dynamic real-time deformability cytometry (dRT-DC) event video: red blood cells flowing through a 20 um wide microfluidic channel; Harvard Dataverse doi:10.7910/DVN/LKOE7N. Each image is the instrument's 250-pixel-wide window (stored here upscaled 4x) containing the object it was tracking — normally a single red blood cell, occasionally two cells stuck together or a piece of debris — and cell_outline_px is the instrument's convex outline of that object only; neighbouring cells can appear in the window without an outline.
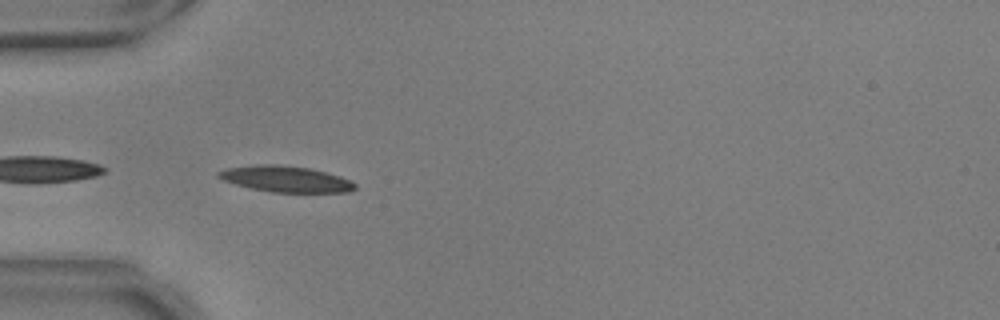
{"species": "common noctule bat (a hibernating species)", "species_latin": "Nyctalus noctula", "temperature_condition": "warm", "stored_images_in_passage": 12, "camera_frame_rate_fps": 3000, "um_per_image_px": 0.085, "animal": {"sex": "male", "body_mass_g": 17.9, "forearm_length_mm": 54.2}, "frame": {"image": 1, "passage_image": 1, "time_ms": 0.0, "image_size_px": [1000, 320], "cell_outline_px": [[356, 188], [348, 192], [272, 192], [252, 188], [220, 180], [216, 176], [216, 172], [228, 168], [256, 164], [272, 164], [308, 168], [340, 176], [356, 184]], "centroid_in_image_um": [24.24, 15.21], "position_along_channel_um": 60.8, "area_um2": 20.52}}